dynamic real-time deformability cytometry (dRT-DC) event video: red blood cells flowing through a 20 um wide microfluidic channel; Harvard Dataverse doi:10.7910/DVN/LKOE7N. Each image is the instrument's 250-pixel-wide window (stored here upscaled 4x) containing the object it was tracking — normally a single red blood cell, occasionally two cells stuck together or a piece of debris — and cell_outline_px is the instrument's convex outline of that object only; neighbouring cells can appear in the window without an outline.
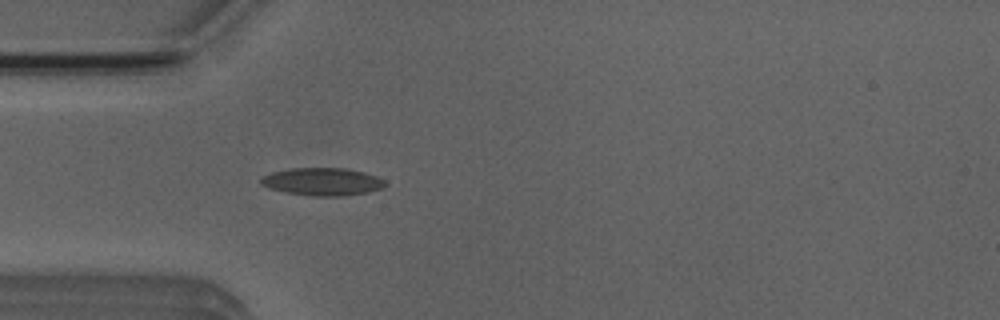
{"species": "Egyptian fruit bat (a non-hibernating species)", "species_latin": "Rousettus aegyptiacus", "temperature_condition": "room temperature", "stored_images_in_passage": 4, "camera_frame_rate_fps": 3000, "um_per_image_px": 0.085, "animal": {"sex": "male"}, "frame": {"image": 1, "passage_image": 4, "time_ms": 3.333, "image_size_px": [1000, 320], "cell_outline_px": [[388, 184], [384, 188], [368, 192], [344, 196], [312, 196], [288, 192], [268, 188], [260, 184], [260, 180], [264, 176], [272, 172], [292, 168], [344, 168], [364, 172], [376, 176], [384, 180]], "centroid_in_image_um": [27.44, 15.44], "position_along_channel_um": 57.6, "area_um2": 20.06}}